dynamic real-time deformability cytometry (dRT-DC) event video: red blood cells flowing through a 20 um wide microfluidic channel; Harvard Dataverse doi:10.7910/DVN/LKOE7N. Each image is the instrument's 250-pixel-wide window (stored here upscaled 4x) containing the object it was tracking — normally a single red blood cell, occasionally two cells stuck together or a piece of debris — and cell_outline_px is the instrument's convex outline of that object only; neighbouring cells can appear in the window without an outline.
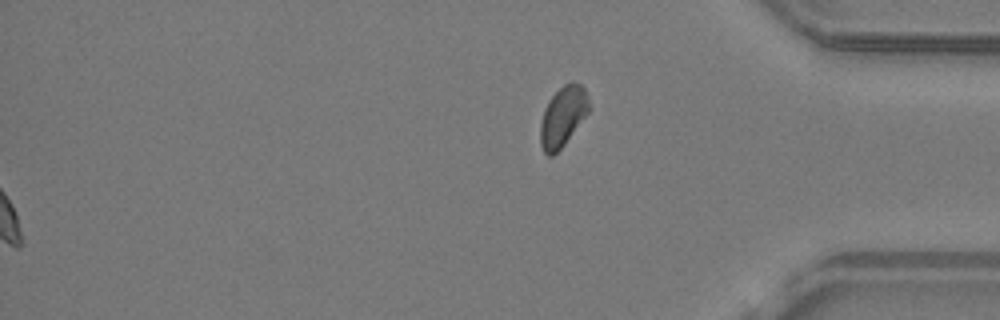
{"species": "common noctule bat (a hibernating species)", "species_latin": "Nyctalus noctula", "temperature_condition": "warm", "stored_images_in_passage": 46, "segment_of_instrument_passage": [2, 2], "camera_frame_rate_fps": 3000, "um_per_image_px": 0.085, "animal": {"sex": "male", "body_mass_g": 19.2, "forearm_length_mm": 51.8}, "frame": {"image": 1, "passage_image": 46, "time_ms": 15.0, "image_size_px": [1000, 320], "cell_outline_px": [[588, 112], [564, 144], [552, 156], [548, 156], [544, 152], [540, 144], [540, 124], [544, 108], [548, 100], [564, 84], [580, 84], [584, 88], [588, 96]], "centroid_in_image_um": [47.8, 9.92], "position_along_channel_um": 387.4, "area_um2": 16.59}}